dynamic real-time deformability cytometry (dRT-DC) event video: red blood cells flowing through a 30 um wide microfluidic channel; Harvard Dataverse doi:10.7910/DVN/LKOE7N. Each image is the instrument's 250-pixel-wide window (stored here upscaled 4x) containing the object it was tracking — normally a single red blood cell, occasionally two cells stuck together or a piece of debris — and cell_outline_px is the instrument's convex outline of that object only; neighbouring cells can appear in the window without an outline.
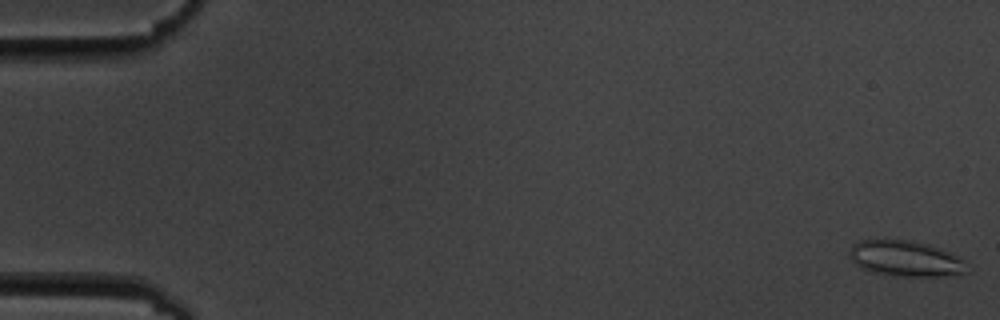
{"species": "common noctule bat (a hibernating species)", "species_latin": "Nyctalus noctula", "temperature_condition": "cold", "stored_images_in_passage": 5, "camera_frame_rate_fps": 3000, "um_per_image_px": 0.085, "animal": {"sex": "male", "body_mass_g": 19.5, "forearm_length_mm": 54.6}, "frame": {"image": 1, "passage_image": 1, "time_ms": 0.0, "image_size_px": [1000, 320], "cell_outline_px": [[964, 272], [940, 276], [892, 276], [876, 272], [864, 268], [856, 264], [848, 256], [848, 252], [852, 244], [860, 240], [908, 240], [928, 244], [940, 248], [964, 260]], "centroid_in_image_um": [76.9, 21.96], "position_along_channel_um": 8.1, "area_um2": 23.99}}
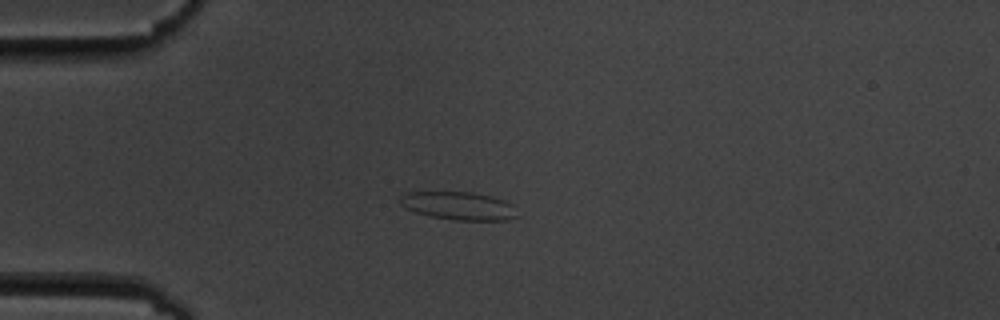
{"frame": {"image": 2, "passage_image": 5, "time_ms": 4.667, "image_size_px": [1000, 320], "cell_outline_px": [[520, 216], [504, 220], [452, 220], [432, 216], [416, 212], [400, 204], [400, 196], [404, 192], [472, 192], [492, 196], [504, 200], [512, 204]], "centroid_in_image_um": [39.02, 17.49], "position_along_channel_um": 46.0, "area_um2": 19.19}}